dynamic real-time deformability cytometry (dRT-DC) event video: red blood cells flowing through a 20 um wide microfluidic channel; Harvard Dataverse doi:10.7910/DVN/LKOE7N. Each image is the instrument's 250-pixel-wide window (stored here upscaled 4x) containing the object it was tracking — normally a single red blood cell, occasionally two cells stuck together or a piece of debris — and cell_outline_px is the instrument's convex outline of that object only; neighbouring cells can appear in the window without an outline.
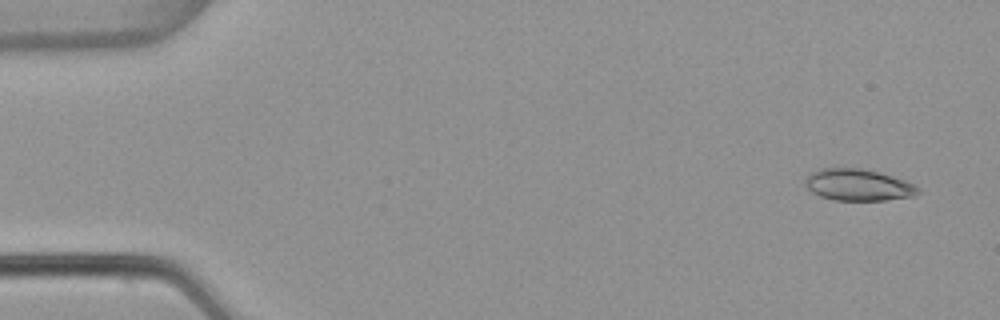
{"species": "common noctule bat (a hibernating species)", "species_latin": "Nyctalus noctula", "temperature_condition": "warm", "stored_images_in_passage": 6, "camera_frame_rate_fps": 3000, "um_per_image_px": 0.085, "animal": {"sex": "female", "body_mass_g": 22.7, "forearm_length_mm": 54.2}, "frame": {"image": 1, "passage_image": 1, "time_ms": 0.0, "image_size_px": [1000, 320], "cell_outline_px": [[920, 192], [916, 196], [884, 200], [836, 200], [820, 196], [812, 192], [804, 184], [804, 180], [812, 172], [820, 168], [860, 168], [892, 176], [904, 180], [920, 188]], "centroid_in_image_um": [72.94, 15.72], "position_along_channel_um": 12.1, "area_um2": 20.69}}
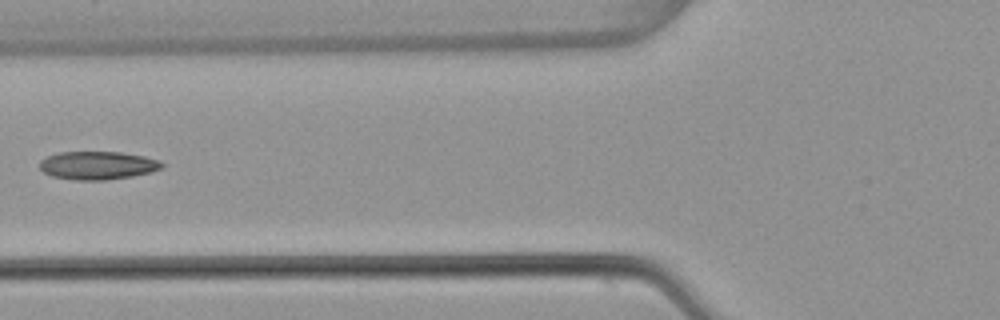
{"frame": {"image": 2, "passage_image": 5, "time_ms": 1.333, "image_size_px": [1000, 320], "cell_outline_px": [[164, 168], [152, 172], [132, 176], [104, 180], [72, 180], [52, 176], [44, 172], [40, 168], [40, 160], [44, 156], [60, 152], [120, 152], [144, 156], [160, 160], [164, 164]], "centroid_in_image_um": [8.31, 14.06], "position_along_channel_um": 117.5, "area_um2": 20.29}}
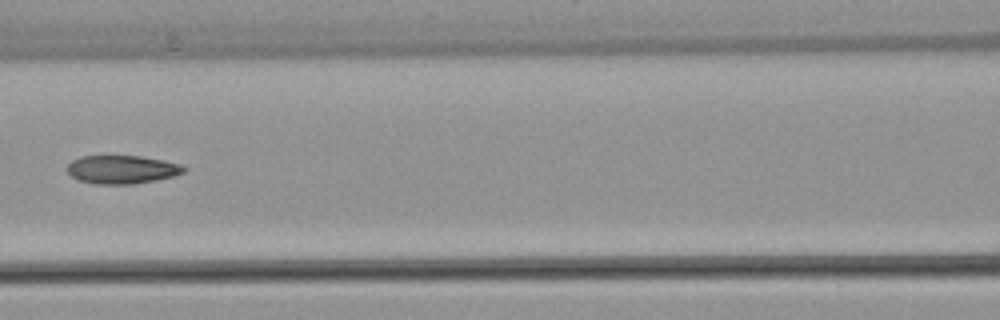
{"frame": {"image": 3, "passage_image": 6, "time_ms": 1.667, "image_size_px": [1000, 320], "cell_outline_px": [[188, 168], [184, 172], [172, 176], [156, 180], [132, 184], [96, 184], [80, 180], [72, 176], [68, 172], [68, 164], [72, 160], [80, 156], [140, 156], [164, 160], [180, 164]], "centroid_in_image_um": [10.38, 14.4], "position_along_channel_um": 156.2, "area_um2": 19.19}}